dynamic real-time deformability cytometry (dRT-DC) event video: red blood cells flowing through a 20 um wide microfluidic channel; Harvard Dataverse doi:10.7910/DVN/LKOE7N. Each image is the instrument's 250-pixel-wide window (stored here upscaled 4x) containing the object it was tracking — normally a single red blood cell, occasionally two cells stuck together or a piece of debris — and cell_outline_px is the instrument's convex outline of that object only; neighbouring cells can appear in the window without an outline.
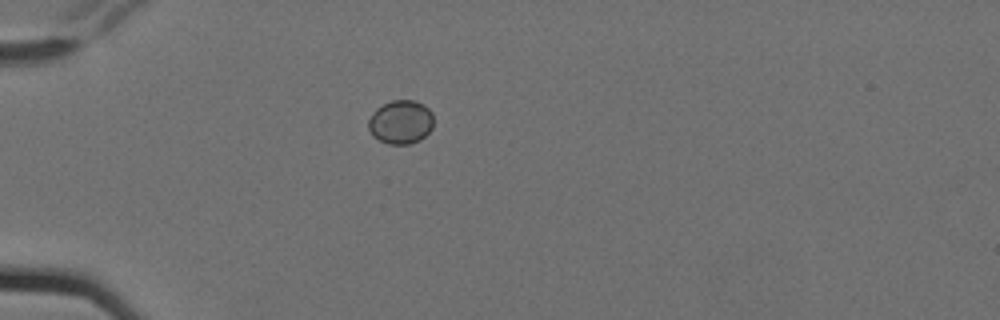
{"species": "Egyptian fruit bat (a non-hibernating species)", "species_latin": "Rousettus aegyptiacus", "temperature_condition": "cold", "stored_images_in_passage": 2, "camera_frame_rate_fps": 3000, "um_per_image_px": 0.085, "animal": {"sex": "female"}, "frame": {"image": 1, "passage_image": 1, "time_ms": 0.0, "image_size_px": [1000, 320], "cell_outline_px": [[432, 128], [420, 140], [408, 144], [388, 144], [372, 136], [368, 128], [368, 120], [372, 112], [376, 108], [392, 100], [416, 100], [424, 104], [432, 112]], "centroid_in_image_um": [34.05, 10.36], "position_along_channel_um": 51.0, "area_um2": 16.7}}